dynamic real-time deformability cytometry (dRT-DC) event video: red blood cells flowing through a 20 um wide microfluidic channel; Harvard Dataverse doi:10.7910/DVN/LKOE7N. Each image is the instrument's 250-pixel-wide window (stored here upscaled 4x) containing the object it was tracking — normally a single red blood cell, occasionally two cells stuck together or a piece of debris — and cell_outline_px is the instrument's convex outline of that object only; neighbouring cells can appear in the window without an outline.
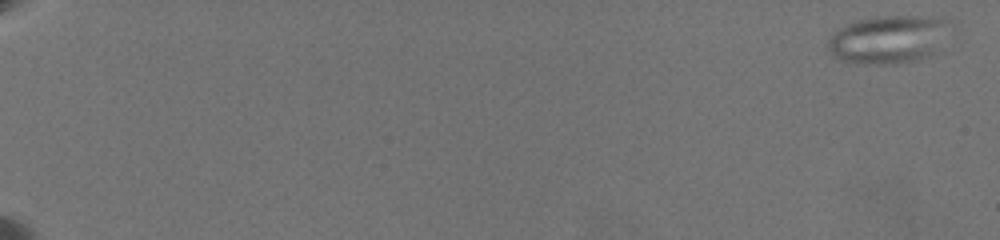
{"species": "common noctule bat (a hibernating species)", "species_latin": "Nyctalus noctula", "temperature_condition": "warm", "stored_images_in_passage": 46, "camera_frame_rate_fps": 3000, "um_per_image_px": 0.085, "animal": {"sex": "female", "body_mass_g": 19.5, "forearm_length_mm": 54.1}, "frame": {"image": 1, "passage_image": 1, "time_ms": 0.0, "image_size_px": [1000, 240], "cell_outline_px": [[956, 24], [928, 56], [916, 60], [892, 64], [848, 64], [832, 56], [828, 52], [828, 40], [832, 32], [848, 24], [860, 20], [876, 16], [952, 16], [956, 20]], "centroid_in_image_um": [75.57, 3.32], "position_along_channel_um": 9.4, "area_um2": 35.14}}
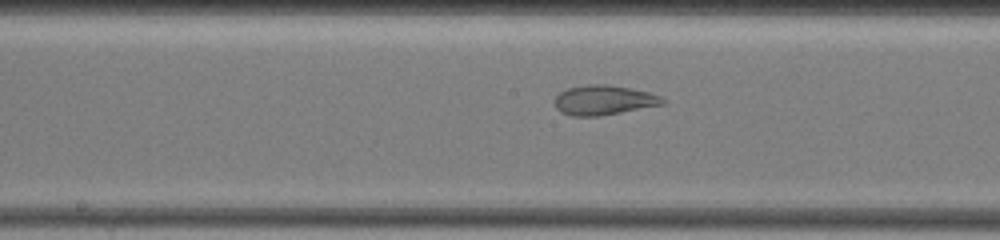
{"frame": {"image": 2, "passage_image": 25, "time_ms": 11.667, "image_size_px": [1000, 240], "cell_outline_px": [[668, 100], [664, 104], [600, 116], [572, 116], [560, 112], [556, 108], [552, 100], [560, 92], [568, 88], [588, 84], [604, 84], [628, 88], [648, 92], [660, 96]], "centroid_in_image_um": [51.29, 8.52], "position_along_channel_um": 196.9, "area_um2": 18.73}}
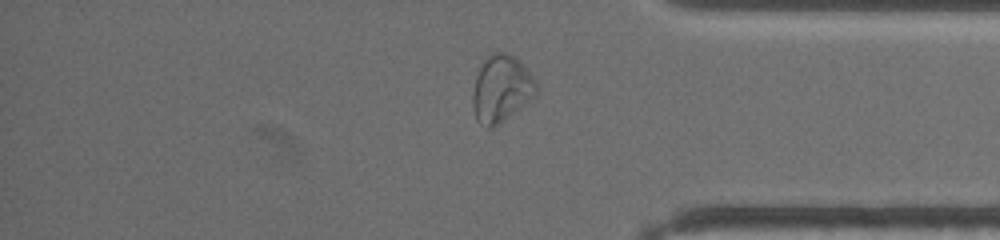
{"frame": {"image": 3, "passage_image": 38, "time_ms": 17.333, "image_size_px": [1000, 240], "cell_outline_px": [[540, 88], [536, 96], [492, 128], [484, 128], [476, 120], [472, 108], [472, 92], [476, 76], [484, 60], [492, 52], [508, 52], [520, 60], [532, 76]], "centroid_in_image_um": [42.61, 7.54], "position_along_channel_um": 392.6, "area_um2": 25.03}, "authors_computed_cell_mechanics": {"area_um2": 26.2123, "velocity_mm_per_s": 3.5836, "shape_relaxation_time_tau1_ms": null, "shape_relaxation_time_tau2_ms": 1.4983, "deformation_change_tau1": null, "deformation_change_tau2": 0.0878}}